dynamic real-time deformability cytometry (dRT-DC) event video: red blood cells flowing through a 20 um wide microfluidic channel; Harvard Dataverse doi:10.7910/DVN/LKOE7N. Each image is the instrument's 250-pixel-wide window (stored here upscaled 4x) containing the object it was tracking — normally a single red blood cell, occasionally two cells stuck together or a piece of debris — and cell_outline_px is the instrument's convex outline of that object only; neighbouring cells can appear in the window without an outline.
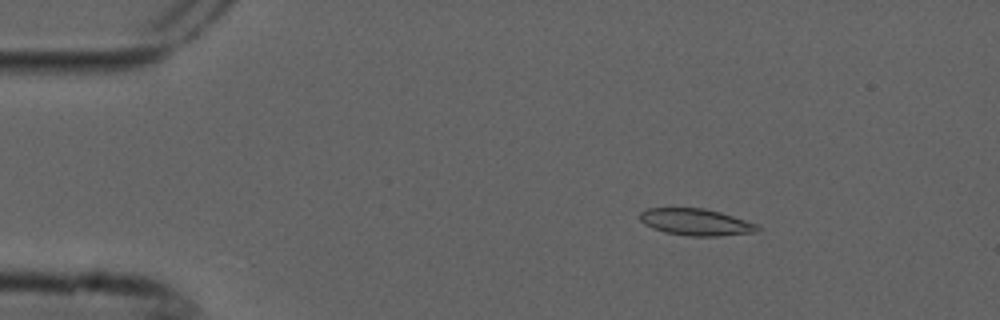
{"species": "common noctule bat (a hibernating species)", "species_latin": "Nyctalus noctula", "temperature_condition": "cold", "stored_images_in_passage": 4, "camera_frame_rate_fps": 3000, "um_per_image_px": 0.085, "animal": {"sex": "male", "forearm_length_mm": 52.5}, "frame": {"image": 1, "passage_image": 2, "time_ms": 0.333, "image_size_px": [1000, 320], "cell_outline_px": [[760, 228], [752, 232], [720, 236], [688, 236], [664, 232], [652, 228], [644, 224], [640, 220], [640, 212], [648, 208], [704, 208], [720, 212], [760, 224]], "centroid_in_image_um": [59.14, 18.87], "position_along_channel_um": 25.9, "area_um2": 18.38}}